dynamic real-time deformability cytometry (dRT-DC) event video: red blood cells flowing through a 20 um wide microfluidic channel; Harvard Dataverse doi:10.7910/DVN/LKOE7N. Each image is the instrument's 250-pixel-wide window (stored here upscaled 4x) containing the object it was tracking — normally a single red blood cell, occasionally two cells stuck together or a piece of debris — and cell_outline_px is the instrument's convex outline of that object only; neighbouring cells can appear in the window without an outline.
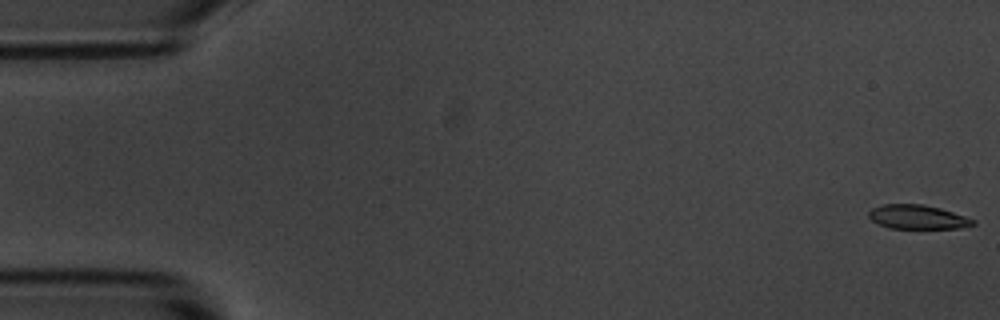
{"species": "common noctule bat (a hibernating species)", "species_latin": "Nyctalus noctula", "temperature_condition": "room temperature", "stored_images_in_passage": 57, "camera_frame_rate_fps": 3000, "um_per_image_px": 0.085, "animal": {"sex": "male", "body_mass_g": 20.1, "forearm_length_mm": 53.5}, "frame": {"image": 1, "passage_image": 1, "time_ms": 0.0, "image_size_px": [1000, 320], "cell_outline_px": [[976, 224], [960, 228], [888, 228], [872, 220], [868, 216], [868, 212], [872, 208], [884, 204], [920, 204], [940, 208], [976, 220]], "centroid_in_image_um": [77.99, 18.44], "position_along_channel_um": 7.0, "area_um2": 14.51}}
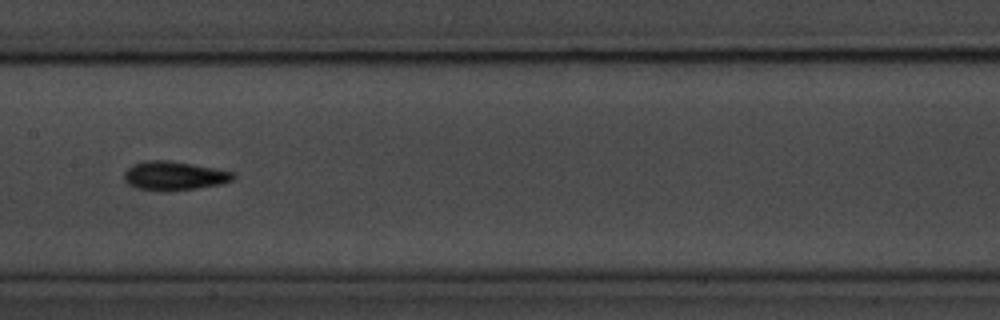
{"frame": {"image": 2, "passage_image": 28, "time_ms": 9.0, "image_size_px": [1000, 320], "cell_outline_px": [[236, 176], [232, 180], [220, 184], [196, 188], [168, 192], [164, 192], [136, 188], [128, 184], [124, 180], [124, 172], [132, 164], [144, 160], [168, 160], [192, 164], [232, 172]], "centroid_in_image_um": [14.74, 14.95], "position_along_channel_um": 192.7, "area_um2": 18.44}}
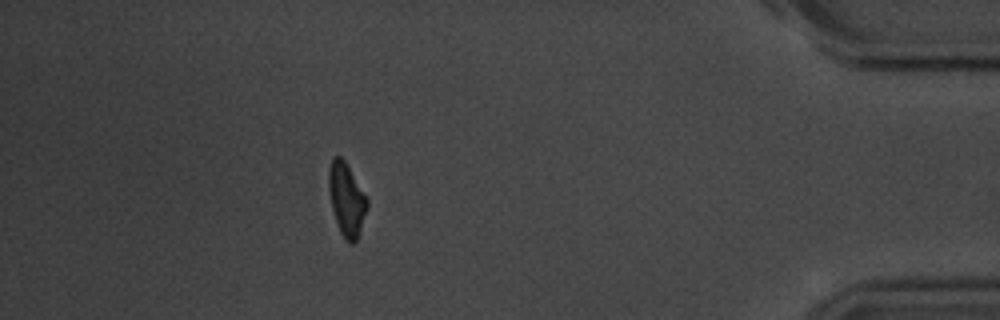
{"frame": {"image": 3, "passage_image": 50, "time_ms": 16.333, "image_size_px": [1000, 320], "cell_outline_px": [[368, 208], [356, 240], [352, 244], [340, 232], [336, 224], [332, 208], [328, 188], [328, 168], [332, 156], [340, 156], [344, 160], [368, 200]], "centroid_in_image_um": [29.43, 16.92], "position_along_channel_um": 405.8, "area_um2": 16.13}, "authors_computed_cell_mechanics": {"area_um2": 16.7042, "velocity_mm_per_s": 3.5931, "shape_relaxation_time_tau1_ms": 3.2439, "shape_relaxation_time_tau2_ms": 5.3817, "deformation_change_tau1": 0.1205, "deformation_change_tau2": 0.119}}